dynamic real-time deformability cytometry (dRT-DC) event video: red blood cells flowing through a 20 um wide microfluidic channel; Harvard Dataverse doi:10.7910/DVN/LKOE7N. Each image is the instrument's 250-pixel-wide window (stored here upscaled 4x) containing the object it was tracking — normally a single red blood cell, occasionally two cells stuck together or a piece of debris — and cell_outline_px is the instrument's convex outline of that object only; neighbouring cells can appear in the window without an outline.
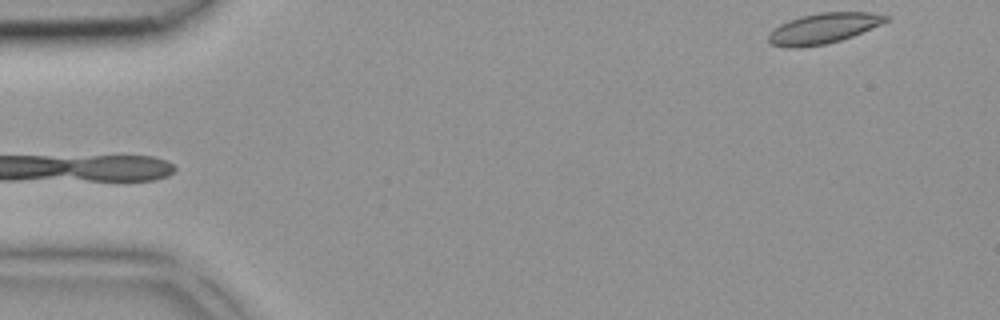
{"species": "common noctule bat (a hibernating species)", "species_latin": "Nyctalus noctula", "temperature_condition": "room temperature", "stored_images_in_passage": 5, "segment_of_instrument_passage": [2, 2], "camera_frame_rate_fps": 3000, "um_per_image_px": 0.085, "animal": {"sex": "female", "body_mass_g": 18.4}, "frame": {"image": 1, "passage_image": 5, "time_ms": 1.333, "image_size_px": [1000, 320], "cell_outline_px": [[892, 20], [852, 36], [840, 40], [824, 44], [800, 48], [784, 48], [772, 44], [768, 40], [768, 36], [780, 24], [788, 20], [800, 16], [820, 12], [872, 12], [892, 16]], "centroid_in_image_um": [70.04, 2.4], "position_along_channel_um": 15.0, "area_um2": 20.98}}